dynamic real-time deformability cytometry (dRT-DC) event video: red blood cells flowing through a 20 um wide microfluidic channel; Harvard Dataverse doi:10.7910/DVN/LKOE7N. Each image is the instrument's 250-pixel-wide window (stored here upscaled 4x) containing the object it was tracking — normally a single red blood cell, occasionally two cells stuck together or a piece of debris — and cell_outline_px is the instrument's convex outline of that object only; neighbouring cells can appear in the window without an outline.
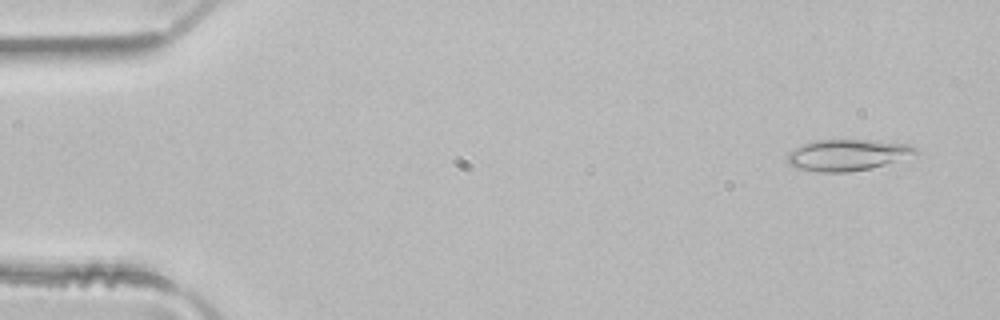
{"species": "common noctule bat (a hibernating species)", "species_latin": "Nyctalus noctula", "temperature_condition": "room temperature", "stored_images_in_passage": 49, "camera_frame_rate_fps": 3000, "um_per_image_px": 0.085, "animal": {"sex": "male", "body_mass_g": 21.5, "forearm_length_mm": 52.0}, "frame": {"image": 1, "passage_image": 3, "time_ms": 0.667, "image_size_px": [1000, 320], "cell_outline_px": [[920, 152], [884, 164], [868, 168], [848, 172], [820, 172], [800, 168], [788, 164], [788, 152], [812, 140], [872, 140], [908, 144], [916, 148]], "centroid_in_image_um": [72.01, 13.16], "position_along_channel_um": 13.0, "area_um2": 22.89}}
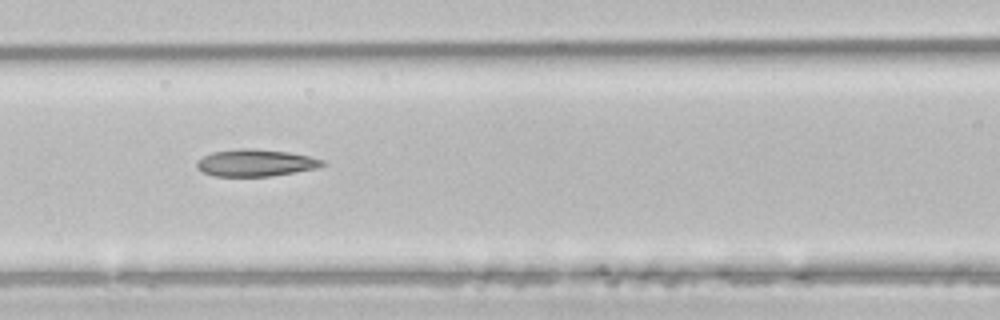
{"frame": {"image": 2, "passage_image": 21, "time_ms": 6.667, "image_size_px": [1000, 320], "cell_outline_px": [[328, 164], [316, 168], [272, 176], [216, 176], [204, 172], [196, 168], [196, 164], [204, 156], [212, 152], [240, 148], [252, 148], [288, 152], [308, 156], [324, 160]], "centroid_in_image_um": [21.75, 13.84], "position_along_channel_um": 144.9, "area_um2": 19.65}}
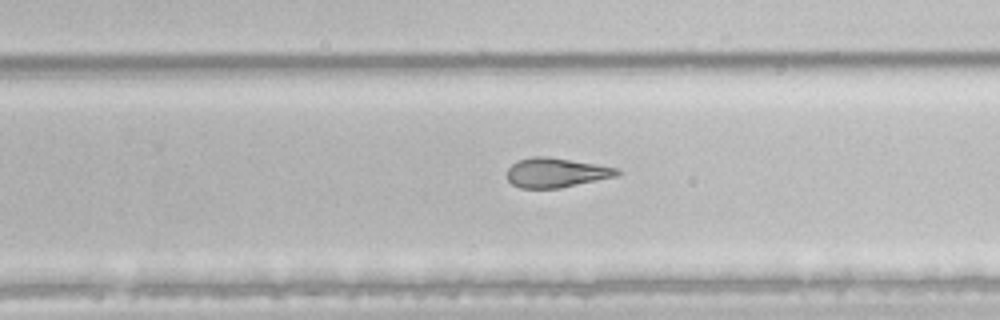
{"frame": {"image": 3, "passage_image": 31, "time_ms": 10.0, "image_size_px": [1000, 320], "cell_outline_px": [[624, 172], [616, 176], [560, 188], [520, 188], [512, 184], [508, 180], [508, 168], [516, 160], [532, 156], [548, 156], [616, 168]], "centroid_in_image_um": [47.24, 14.67], "position_along_channel_um": 282.6, "area_um2": 18.84}, "authors_computed_cell_mechanics": {"area_um2": 22.3108, "velocity_mm_per_s": 4.1451, "shape_relaxation_time_tau1_ms": 9.9809, "shape_relaxation_time_tau2_ms": 2.9119, "deformation_change_tau1": 0.2404, "deformation_change_tau2": 0.1341}}